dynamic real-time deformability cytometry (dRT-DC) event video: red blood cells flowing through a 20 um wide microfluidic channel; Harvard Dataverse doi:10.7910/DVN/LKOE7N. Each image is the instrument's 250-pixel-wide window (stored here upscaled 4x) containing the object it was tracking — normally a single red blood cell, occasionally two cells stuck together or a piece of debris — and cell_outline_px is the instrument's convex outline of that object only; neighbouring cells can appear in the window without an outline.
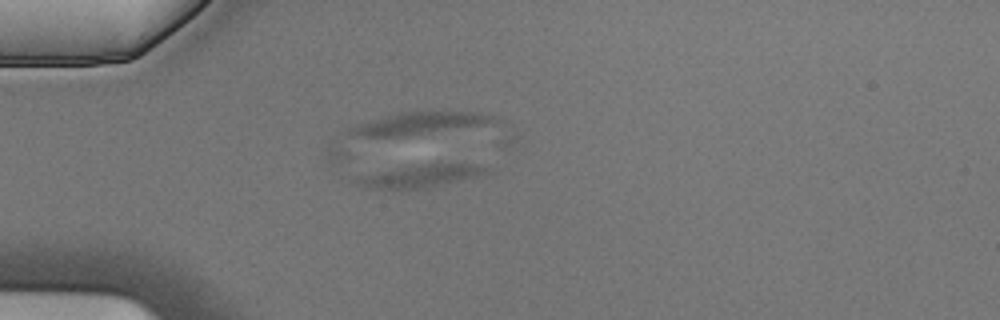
{"species": "Egyptian fruit bat (a non-hibernating species)", "species_latin": "Rousettus aegyptiacus", "temperature_condition": "cold", "stored_images_in_passage": 4, "camera_frame_rate_fps": 3000, "um_per_image_px": 0.085, "animal": {"sex": "male"}, "frame": {"image": 1, "passage_image": 3, "time_ms": 0.667, "image_size_px": [1000, 320], "cell_outline_px": [[488, 172], [476, 176], [432, 188], [408, 192], [368, 188], [356, 184], [348, 180], [360, 176], [440, 160], [468, 164], [488, 168]], "centroid_in_image_um": [35.69, 14.99], "position_along_channel_um": 49.3, "area_um2": 18.15}}